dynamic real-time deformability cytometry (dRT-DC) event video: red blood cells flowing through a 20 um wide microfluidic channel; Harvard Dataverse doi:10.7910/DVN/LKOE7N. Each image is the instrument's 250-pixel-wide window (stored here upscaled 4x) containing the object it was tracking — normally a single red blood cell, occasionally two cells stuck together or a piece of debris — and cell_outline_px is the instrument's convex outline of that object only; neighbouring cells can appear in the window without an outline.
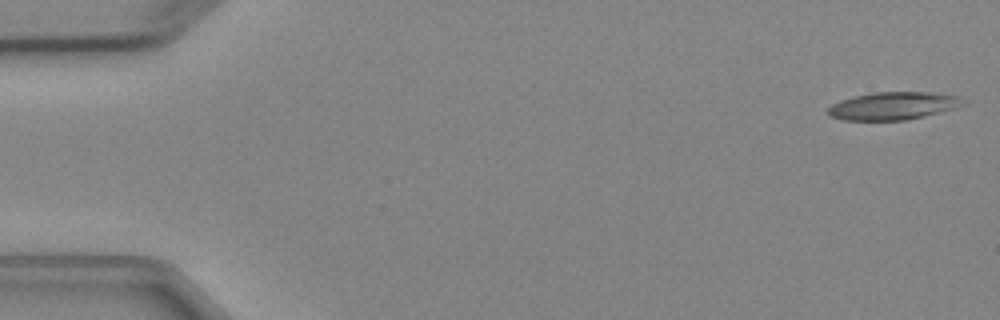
{"species": "Egyptian fruit bat (a non-hibernating species)", "species_latin": "Rousettus aegyptiacus", "temperature_condition": "cold", "stored_images_in_passage": 5, "camera_frame_rate_fps": 3000, "um_per_image_px": 0.085, "animal": {"sex": "female"}, "frame": {"image": 1, "passage_image": 1, "time_ms": 0.0, "image_size_px": [1000, 320], "cell_outline_px": [[964, 104], [940, 112], [904, 120], [840, 120], [828, 116], [828, 108], [832, 104], [840, 100], [852, 96], [872, 92], [928, 92], [960, 96], [964, 100]], "centroid_in_image_um": [75.85, 8.99], "position_along_channel_um": 9.1, "area_um2": 21.79}}
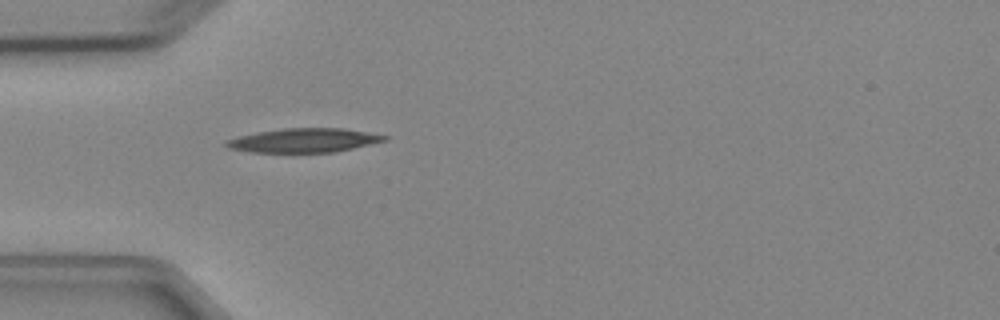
{"frame": {"image": 2, "passage_image": 5, "time_ms": 4.667, "image_size_px": [1000, 320], "cell_outline_px": [[388, 140], [352, 148], [332, 152], [252, 152], [228, 148], [224, 144], [224, 140], [256, 132], [284, 128], [344, 128], [388, 136]], "centroid_in_image_um": [25.8, 11.92], "position_along_channel_um": 59.2, "area_um2": 22.02}}